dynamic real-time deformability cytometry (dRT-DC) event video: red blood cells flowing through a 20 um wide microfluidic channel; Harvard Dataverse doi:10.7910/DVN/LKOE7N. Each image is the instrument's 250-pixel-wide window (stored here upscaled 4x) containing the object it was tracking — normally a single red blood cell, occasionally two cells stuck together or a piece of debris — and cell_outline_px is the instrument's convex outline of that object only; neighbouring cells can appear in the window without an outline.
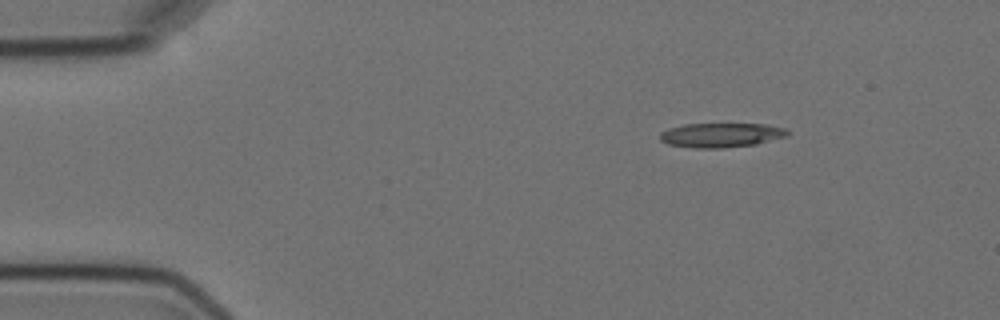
{"species": "Egyptian fruit bat (a non-hibernating species)", "species_latin": "Rousettus aegyptiacus", "temperature_condition": "cold", "stored_images_in_passage": 13, "camera_frame_rate_fps": 3000, "um_per_image_px": 0.085, "animal": {"sex": "female"}, "frame": {"image": 1, "passage_image": 1, "time_ms": 0.0, "image_size_px": [1000, 320], "cell_outline_px": [[792, 132], [788, 136], [756, 144], [724, 148], [692, 148], [668, 144], [660, 140], [660, 132], [668, 128], [684, 124], [764, 124], [784, 128]], "centroid_in_image_um": [61.3, 11.48], "position_along_channel_um": 23.7, "area_um2": 18.26}}
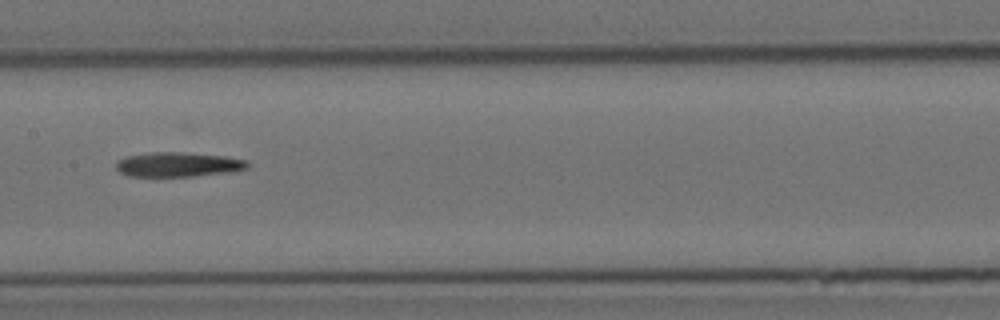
{"frame": {"image": 2, "passage_image": 6, "time_ms": 6.667, "image_size_px": [1000, 320], "cell_outline_px": [[248, 168], [232, 172], [192, 176], [128, 176], [120, 172], [116, 168], [116, 164], [120, 160], [128, 156], [152, 152], [184, 152], [224, 156], [248, 160]], "centroid_in_image_um": [15.18, 13.98], "position_along_channel_um": 192.2, "area_um2": 18.73}}
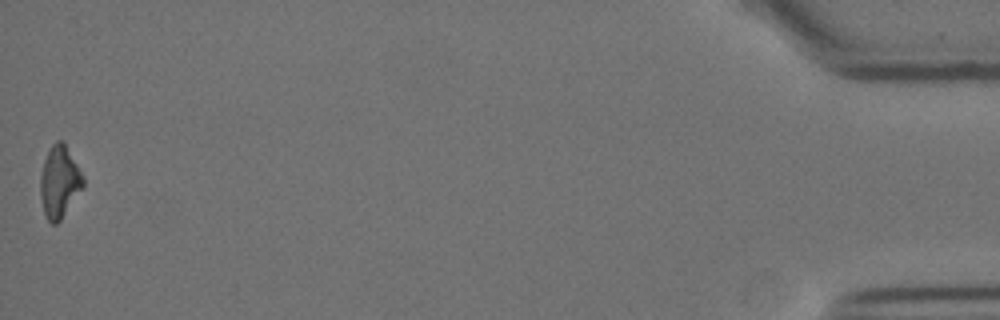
{"frame": {"image": 3, "passage_image": 13, "time_ms": 16.0, "image_size_px": [1000, 320], "cell_outline_px": [[84, 184], [60, 220], [56, 224], [52, 224], [48, 220], [44, 212], [40, 196], [40, 176], [44, 160], [52, 144], [56, 140], [60, 140], [64, 144], [84, 176]], "centroid_in_image_um": [5.03, 15.46], "position_along_channel_um": 430.2, "area_um2": 17.46}, "authors_computed_cell_mechanics": {"area_um2": 18.496, "velocity_mm_per_s": 3.5893, "shape_relaxation_time_tau1_ms": 5.2037, "shape_relaxation_time_tau2_ms": null, "deformation_change_tau1": 0.1839, "deformation_change_tau2": null}}